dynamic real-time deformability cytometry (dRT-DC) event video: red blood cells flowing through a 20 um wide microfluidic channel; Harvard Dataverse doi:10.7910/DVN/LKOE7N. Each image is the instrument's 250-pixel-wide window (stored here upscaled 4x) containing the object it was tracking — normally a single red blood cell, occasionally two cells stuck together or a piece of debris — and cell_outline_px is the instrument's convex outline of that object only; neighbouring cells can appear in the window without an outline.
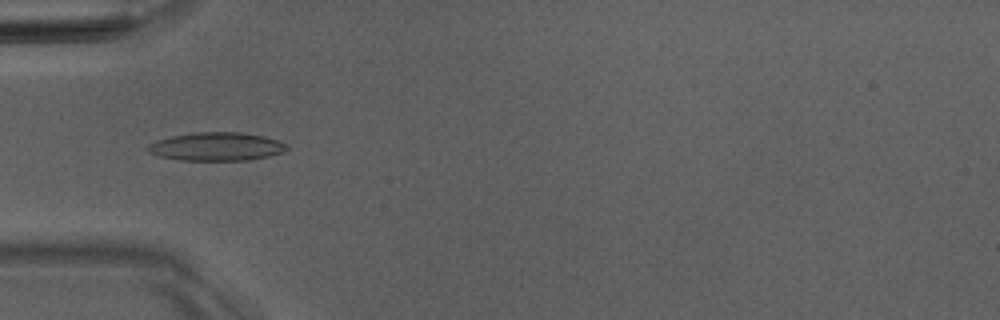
{"species": "Egyptian fruit bat (a non-hibernating species)", "species_latin": "Rousettus aegyptiacus", "temperature_condition": "room temperature", "stored_images_in_passage": 5, "camera_frame_rate_fps": 3000, "um_per_image_px": 0.085, "animal": {"sex": "male"}, "frame": {"image": 1, "passage_image": 4, "time_ms": 3.333, "image_size_px": [1000, 320], "cell_outline_px": [[288, 148], [284, 152], [268, 156], [248, 160], [180, 160], [160, 156], [148, 152], [144, 148], [148, 144], [156, 140], [172, 136], [192, 132], [244, 132], [264, 136], [276, 140], [284, 144]], "centroid_in_image_um": [18.35, 12.45], "position_along_channel_um": 66.6, "area_um2": 23.0}}